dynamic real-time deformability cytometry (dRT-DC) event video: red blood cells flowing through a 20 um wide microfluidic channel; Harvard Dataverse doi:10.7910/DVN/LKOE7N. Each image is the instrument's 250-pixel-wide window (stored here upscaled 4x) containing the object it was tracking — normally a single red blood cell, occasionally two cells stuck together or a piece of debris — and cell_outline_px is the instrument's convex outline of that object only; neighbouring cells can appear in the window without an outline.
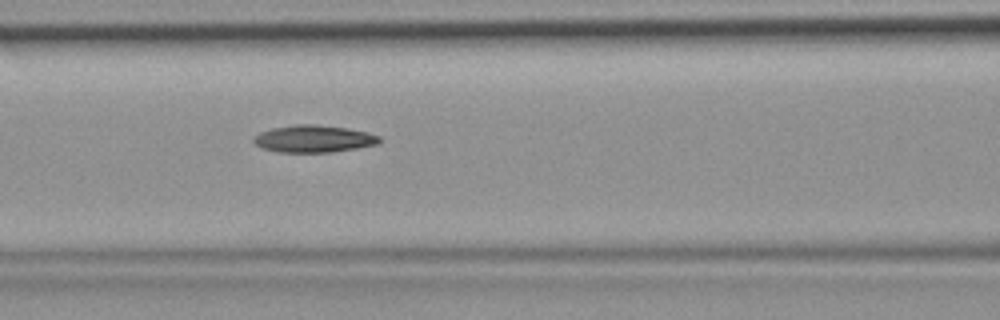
{"species": "common noctule bat (a hibernating species)", "species_latin": "Nyctalus noctula", "temperature_condition": "room temperature", "stored_images_in_passage": 6, "camera_frame_rate_fps": 3000, "um_per_image_px": 0.085, "animal": {"sex": "female", "body_mass_g": 19.9}, "frame": {"image": 1, "passage_image": 6, "time_ms": 1.667, "image_size_px": [1000, 320], "cell_outline_px": [[380, 144], [332, 152], [280, 152], [260, 148], [252, 140], [252, 136], [260, 132], [272, 128], [296, 124], [316, 124], [348, 128], [368, 132], [380, 136]], "centroid_in_image_um": [26.66, 11.79], "position_along_channel_um": 139.9, "area_um2": 20.11}}